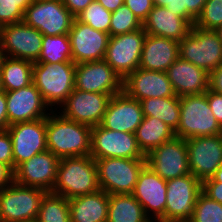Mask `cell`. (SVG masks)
<instances>
[{
	"instance_id": "6da1fadb",
	"label": "cell",
	"mask_w": 222,
	"mask_h": 222,
	"mask_svg": "<svg viewBox=\"0 0 222 222\" xmlns=\"http://www.w3.org/2000/svg\"><path fill=\"white\" fill-rule=\"evenodd\" d=\"M91 131V127L52 110L46 117L47 150L60 159L90 155Z\"/></svg>"
},
{
	"instance_id": "7a4b0ae2",
	"label": "cell",
	"mask_w": 222,
	"mask_h": 222,
	"mask_svg": "<svg viewBox=\"0 0 222 222\" xmlns=\"http://www.w3.org/2000/svg\"><path fill=\"white\" fill-rule=\"evenodd\" d=\"M99 190L96 163L90 155L60 159L51 193L70 199Z\"/></svg>"
},
{
	"instance_id": "3957f363",
	"label": "cell",
	"mask_w": 222,
	"mask_h": 222,
	"mask_svg": "<svg viewBox=\"0 0 222 222\" xmlns=\"http://www.w3.org/2000/svg\"><path fill=\"white\" fill-rule=\"evenodd\" d=\"M75 70L74 62H33V84L51 110H57L74 90Z\"/></svg>"
},
{
	"instance_id": "277c9868",
	"label": "cell",
	"mask_w": 222,
	"mask_h": 222,
	"mask_svg": "<svg viewBox=\"0 0 222 222\" xmlns=\"http://www.w3.org/2000/svg\"><path fill=\"white\" fill-rule=\"evenodd\" d=\"M174 132L175 137L182 139L222 134V127L210 109L207 91L180 97V121Z\"/></svg>"
},
{
	"instance_id": "5b68a950",
	"label": "cell",
	"mask_w": 222,
	"mask_h": 222,
	"mask_svg": "<svg viewBox=\"0 0 222 222\" xmlns=\"http://www.w3.org/2000/svg\"><path fill=\"white\" fill-rule=\"evenodd\" d=\"M46 193L14 181L0 190V222H35Z\"/></svg>"
},
{
	"instance_id": "8992f818",
	"label": "cell",
	"mask_w": 222,
	"mask_h": 222,
	"mask_svg": "<svg viewBox=\"0 0 222 222\" xmlns=\"http://www.w3.org/2000/svg\"><path fill=\"white\" fill-rule=\"evenodd\" d=\"M179 58L211 73L222 64V42L214 30L192 26L179 41Z\"/></svg>"
},
{
	"instance_id": "52a82bcc",
	"label": "cell",
	"mask_w": 222,
	"mask_h": 222,
	"mask_svg": "<svg viewBox=\"0 0 222 222\" xmlns=\"http://www.w3.org/2000/svg\"><path fill=\"white\" fill-rule=\"evenodd\" d=\"M95 163L100 190L108 194H131L146 158H103Z\"/></svg>"
},
{
	"instance_id": "ba28073f",
	"label": "cell",
	"mask_w": 222,
	"mask_h": 222,
	"mask_svg": "<svg viewBox=\"0 0 222 222\" xmlns=\"http://www.w3.org/2000/svg\"><path fill=\"white\" fill-rule=\"evenodd\" d=\"M74 16L62 0H33L24 12L23 22L43 35L68 34Z\"/></svg>"
},
{
	"instance_id": "9c48e42d",
	"label": "cell",
	"mask_w": 222,
	"mask_h": 222,
	"mask_svg": "<svg viewBox=\"0 0 222 222\" xmlns=\"http://www.w3.org/2000/svg\"><path fill=\"white\" fill-rule=\"evenodd\" d=\"M146 35L145 30L141 28L109 37L104 60L122 80L139 68Z\"/></svg>"
},
{
	"instance_id": "30bf717a",
	"label": "cell",
	"mask_w": 222,
	"mask_h": 222,
	"mask_svg": "<svg viewBox=\"0 0 222 222\" xmlns=\"http://www.w3.org/2000/svg\"><path fill=\"white\" fill-rule=\"evenodd\" d=\"M165 222H189L202 191V183L192 174L166 181Z\"/></svg>"
},
{
	"instance_id": "8fae6325",
	"label": "cell",
	"mask_w": 222,
	"mask_h": 222,
	"mask_svg": "<svg viewBox=\"0 0 222 222\" xmlns=\"http://www.w3.org/2000/svg\"><path fill=\"white\" fill-rule=\"evenodd\" d=\"M90 156L103 158H146L138 146L136 135L122 131L108 130L101 124L92 127Z\"/></svg>"
},
{
	"instance_id": "7c38bea8",
	"label": "cell",
	"mask_w": 222,
	"mask_h": 222,
	"mask_svg": "<svg viewBox=\"0 0 222 222\" xmlns=\"http://www.w3.org/2000/svg\"><path fill=\"white\" fill-rule=\"evenodd\" d=\"M146 164L166 181L190 174L186 139L174 137L152 149Z\"/></svg>"
},
{
	"instance_id": "4fadbf2b",
	"label": "cell",
	"mask_w": 222,
	"mask_h": 222,
	"mask_svg": "<svg viewBox=\"0 0 222 222\" xmlns=\"http://www.w3.org/2000/svg\"><path fill=\"white\" fill-rule=\"evenodd\" d=\"M111 96L75 89L56 110L62 116L89 127L102 123Z\"/></svg>"
},
{
	"instance_id": "5bb4252c",
	"label": "cell",
	"mask_w": 222,
	"mask_h": 222,
	"mask_svg": "<svg viewBox=\"0 0 222 222\" xmlns=\"http://www.w3.org/2000/svg\"><path fill=\"white\" fill-rule=\"evenodd\" d=\"M190 174L201 183L222 164V134L186 139Z\"/></svg>"
},
{
	"instance_id": "9a60e30c",
	"label": "cell",
	"mask_w": 222,
	"mask_h": 222,
	"mask_svg": "<svg viewBox=\"0 0 222 222\" xmlns=\"http://www.w3.org/2000/svg\"><path fill=\"white\" fill-rule=\"evenodd\" d=\"M43 36L22 21L3 26L0 45L8 57L36 62L41 54Z\"/></svg>"
},
{
	"instance_id": "2e32d148",
	"label": "cell",
	"mask_w": 222,
	"mask_h": 222,
	"mask_svg": "<svg viewBox=\"0 0 222 222\" xmlns=\"http://www.w3.org/2000/svg\"><path fill=\"white\" fill-rule=\"evenodd\" d=\"M7 130L12 139L14 170L34 155L47 150L46 118L15 123Z\"/></svg>"
},
{
	"instance_id": "e0dca14e",
	"label": "cell",
	"mask_w": 222,
	"mask_h": 222,
	"mask_svg": "<svg viewBox=\"0 0 222 222\" xmlns=\"http://www.w3.org/2000/svg\"><path fill=\"white\" fill-rule=\"evenodd\" d=\"M75 89L114 96L123 91V80L103 60L76 64Z\"/></svg>"
},
{
	"instance_id": "ac0fdd59",
	"label": "cell",
	"mask_w": 222,
	"mask_h": 222,
	"mask_svg": "<svg viewBox=\"0 0 222 222\" xmlns=\"http://www.w3.org/2000/svg\"><path fill=\"white\" fill-rule=\"evenodd\" d=\"M166 190V180L146 164L131 194L142 205L145 215L151 221L165 222Z\"/></svg>"
},
{
	"instance_id": "d6986e66",
	"label": "cell",
	"mask_w": 222,
	"mask_h": 222,
	"mask_svg": "<svg viewBox=\"0 0 222 222\" xmlns=\"http://www.w3.org/2000/svg\"><path fill=\"white\" fill-rule=\"evenodd\" d=\"M60 158L46 150L21 163L14 170V181L51 192L55 186Z\"/></svg>"
},
{
	"instance_id": "ffe728a7",
	"label": "cell",
	"mask_w": 222,
	"mask_h": 222,
	"mask_svg": "<svg viewBox=\"0 0 222 222\" xmlns=\"http://www.w3.org/2000/svg\"><path fill=\"white\" fill-rule=\"evenodd\" d=\"M72 61L75 64L103 60L106 55L109 33L98 31L74 18L68 33Z\"/></svg>"
},
{
	"instance_id": "44dd1931",
	"label": "cell",
	"mask_w": 222,
	"mask_h": 222,
	"mask_svg": "<svg viewBox=\"0 0 222 222\" xmlns=\"http://www.w3.org/2000/svg\"><path fill=\"white\" fill-rule=\"evenodd\" d=\"M6 100L9 126L46 118L52 111L33 82L21 89L6 92Z\"/></svg>"
},
{
	"instance_id": "7402d4cb",
	"label": "cell",
	"mask_w": 222,
	"mask_h": 222,
	"mask_svg": "<svg viewBox=\"0 0 222 222\" xmlns=\"http://www.w3.org/2000/svg\"><path fill=\"white\" fill-rule=\"evenodd\" d=\"M143 117L140 101L122 91L111 96L101 125L108 130L135 134Z\"/></svg>"
},
{
	"instance_id": "603a6c76",
	"label": "cell",
	"mask_w": 222,
	"mask_h": 222,
	"mask_svg": "<svg viewBox=\"0 0 222 222\" xmlns=\"http://www.w3.org/2000/svg\"><path fill=\"white\" fill-rule=\"evenodd\" d=\"M123 91L138 101L146 98L175 96L166 72L140 68L130 73L123 80Z\"/></svg>"
},
{
	"instance_id": "cb8c5ba5",
	"label": "cell",
	"mask_w": 222,
	"mask_h": 222,
	"mask_svg": "<svg viewBox=\"0 0 222 222\" xmlns=\"http://www.w3.org/2000/svg\"><path fill=\"white\" fill-rule=\"evenodd\" d=\"M176 96L203 94L209 89V73L178 58L166 71Z\"/></svg>"
},
{
	"instance_id": "d4e9b609",
	"label": "cell",
	"mask_w": 222,
	"mask_h": 222,
	"mask_svg": "<svg viewBox=\"0 0 222 222\" xmlns=\"http://www.w3.org/2000/svg\"><path fill=\"white\" fill-rule=\"evenodd\" d=\"M178 58V41L147 34L143 43L139 68L166 72Z\"/></svg>"
},
{
	"instance_id": "484cf974",
	"label": "cell",
	"mask_w": 222,
	"mask_h": 222,
	"mask_svg": "<svg viewBox=\"0 0 222 222\" xmlns=\"http://www.w3.org/2000/svg\"><path fill=\"white\" fill-rule=\"evenodd\" d=\"M192 25L183 17L174 15L165 7L153 6L142 24L146 34L181 41L190 32Z\"/></svg>"
},
{
	"instance_id": "4316f807",
	"label": "cell",
	"mask_w": 222,
	"mask_h": 222,
	"mask_svg": "<svg viewBox=\"0 0 222 222\" xmlns=\"http://www.w3.org/2000/svg\"><path fill=\"white\" fill-rule=\"evenodd\" d=\"M70 222H107L109 194L99 190L68 199Z\"/></svg>"
},
{
	"instance_id": "83f0119b",
	"label": "cell",
	"mask_w": 222,
	"mask_h": 222,
	"mask_svg": "<svg viewBox=\"0 0 222 222\" xmlns=\"http://www.w3.org/2000/svg\"><path fill=\"white\" fill-rule=\"evenodd\" d=\"M135 135L139 148L147 155L152 149L172 140L175 137V132L162 120L156 117L144 116Z\"/></svg>"
},
{
	"instance_id": "f1b7e54d",
	"label": "cell",
	"mask_w": 222,
	"mask_h": 222,
	"mask_svg": "<svg viewBox=\"0 0 222 222\" xmlns=\"http://www.w3.org/2000/svg\"><path fill=\"white\" fill-rule=\"evenodd\" d=\"M107 222H151L132 194H109Z\"/></svg>"
},
{
	"instance_id": "f546056e",
	"label": "cell",
	"mask_w": 222,
	"mask_h": 222,
	"mask_svg": "<svg viewBox=\"0 0 222 222\" xmlns=\"http://www.w3.org/2000/svg\"><path fill=\"white\" fill-rule=\"evenodd\" d=\"M0 74L5 92L21 89L33 82V62L6 56Z\"/></svg>"
},
{
	"instance_id": "4dcf8cb0",
	"label": "cell",
	"mask_w": 222,
	"mask_h": 222,
	"mask_svg": "<svg viewBox=\"0 0 222 222\" xmlns=\"http://www.w3.org/2000/svg\"><path fill=\"white\" fill-rule=\"evenodd\" d=\"M143 116L156 117L170 126L174 131L180 121V97H155L140 101Z\"/></svg>"
},
{
	"instance_id": "1f68e13d",
	"label": "cell",
	"mask_w": 222,
	"mask_h": 222,
	"mask_svg": "<svg viewBox=\"0 0 222 222\" xmlns=\"http://www.w3.org/2000/svg\"><path fill=\"white\" fill-rule=\"evenodd\" d=\"M39 63L73 62L68 34L43 36Z\"/></svg>"
},
{
	"instance_id": "d6a6232c",
	"label": "cell",
	"mask_w": 222,
	"mask_h": 222,
	"mask_svg": "<svg viewBox=\"0 0 222 222\" xmlns=\"http://www.w3.org/2000/svg\"><path fill=\"white\" fill-rule=\"evenodd\" d=\"M35 222H70L68 199L47 192L41 200L40 209Z\"/></svg>"
},
{
	"instance_id": "836d02e7",
	"label": "cell",
	"mask_w": 222,
	"mask_h": 222,
	"mask_svg": "<svg viewBox=\"0 0 222 222\" xmlns=\"http://www.w3.org/2000/svg\"><path fill=\"white\" fill-rule=\"evenodd\" d=\"M189 222H222V204L201 191Z\"/></svg>"
},
{
	"instance_id": "e575fe53",
	"label": "cell",
	"mask_w": 222,
	"mask_h": 222,
	"mask_svg": "<svg viewBox=\"0 0 222 222\" xmlns=\"http://www.w3.org/2000/svg\"><path fill=\"white\" fill-rule=\"evenodd\" d=\"M141 28L142 23L125 4H122L116 11L112 12L109 27L110 37L133 32Z\"/></svg>"
},
{
	"instance_id": "d590c367",
	"label": "cell",
	"mask_w": 222,
	"mask_h": 222,
	"mask_svg": "<svg viewBox=\"0 0 222 222\" xmlns=\"http://www.w3.org/2000/svg\"><path fill=\"white\" fill-rule=\"evenodd\" d=\"M112 12L106 10L99 2L94 0L76 18L95 30L109 33Z\"/></svg>"
},
{
	"instance_id": "8d00e7d4",
	"label": "cell",
	"mask_w": 222,
	"mask_h": 222,
	"mask_svg": "<svg viewBox=\"0 0 222 222\" xmlns=\"http://www.w3.org/2000/svg\"><path fill=\"white\" fill-rule=\"evenodd\" d=\"M222 25V0H207L194 26L203 30H216Z\"/></svg>"
},
{
	"instance_id": "74e56055",
	"label": "cell",
	"mask_w": 222,
	"mask_h": 222,
	"mask_svg": "<svg viewBox=\"0 0 222 222\" xmlns=\"http://www.w3.org/2000/svg\"><path fill=\"white\" fill-rule=\"evenodd\" d=\"M33 0H0V23L2 26L23 21L24 12Z\"/></svg>"
},
{
	"instance_id": "f35d334b",
	"label": "cell",
	"mask_w": 222,
	"mask_h": 222,
	"mask_svg": "<svg viewBox=\"0 0 222 222\" xmlns=\"http://www.w3.org/2000/svg\"><path fill=\"white\" fill-rule=\"evenodd\" d=\"M0 162L14 171L12 139L7 129L0 131Z\"/></svg>"
},
{
	"instance_id": "ab89813d",
	"label": "cell",
	"mask_w": 222,
	"mask_h": 222,
	"mask_svg": "<svg viewBox=\"0 0 222 222\" xmlns=\"http://www.w3.org/2000/svg\"><path fill=\"white\" fill-rule=\"evenodd\" d=\"M124 4L134 13L142 24L154 6L152 0H124Z\"/></svg>"
},
{
	"instance_id": "60d3db41",
	"label": "cell",
	"mask_w": 222,
	"mask_h": 222,
	"mask_svg": "<svg viewBox=\"0 0 222 222\" xmlns=\"http://www.w3.org/2000/svg\"><path fill=\"white\" fill-rule=\"evenodd\" d=\"M207 0H184V18L193 26Z\"/></svg>"
},
{
	"instance_id": "b9f144b4",
	"label": "cell",
	"mask_w": 222,
	"mask_h": 222,
	"mask_svg": "<svg viewBox=\"0 0 222 222\" xmlns=\"http://www.w3.org/2000/svg\"><path fill=\"white\" fill-rule=\"evenodd\" d=\"M207 100L213 115L216 117L217 122L222 127V94L208 89Z\"/></svg>"
},
{
	"instance_id": "7bdbcfd3",
	"label": "cell",
	"mask_w": 222,
	"mask_h": 222,
	"mask_svg": "<svg viewBox=\"0 0 222 222\" xmlns=\"http://www.w3.org/2000/svg\"><path fill=\"white\" fill-rule=\"evenodd\" d=\"M202 191L211 199L222 204V183L216 182L213 178L202 183Z\"/></svg>"
},
{
	"instance_id": "ee69618b",
	"label": "cell",
	"mask_w": 222,
	"mask_h": 222,
	"mask_svg": "<svg viewBox=\"0 0 222 222\" xmlns=\"http://www.w3.org/2000/svg\"><path fill=\"white\" fill-rule=\"evenodd\" d=\"M93 1L94 0H62V3L71 12V14L76 18Z\"/></svg>"
},
{
	"instance_id": "f6af8a7d",
	"label": "cell",
	"mask_w": 222,
	"mask_h": 222,
	"mask_svg": "<svg viewBox=\"0 0 222 222\" xmlns=\"http://www.w3.org/2000/svg\"><path fill=\"white\" fill-rule=\"evenodd\" d=\"M209 89L222 94V64L209 74Z\"/></svg>"
},
{
	"instance_id": "bcb514c9",
	"label": "cell",
	"mask_w": 222,
	"mask_h": 222,
	"mask_svg": "<svg viewBox=\"0 0 222 222\" xmlns=\"http://www.w3.org/2000/svg\"><path fill=\"white\" fill-rule=\"evenodd\" d=\"M14 182V171L0 162V190Z\"/></svg>"
},
{
	"instance_id": "7dc6e473",
	"label": "cell",
	"mask_w": 222,
	"mask_h": 222,
	"mask_svg": "<svg viewBox=\"0 0 222 222\" xmlns=\"http://www.w3.org/2000/svg\"><path fill=\"white\" fill-rule=\"evenodd\" d=\"M6 104V92L2 90L0 91V131L6 130L9 126Z\"/></svg>"
},
{
	"instance_id": "c3c4849f",
	"label": "cell",
	"mask_w": 222,
	"mask_h": 222,
	"mask_svg": "<svg viewBox=\"0 0 222 222\" xmlns=\"http://www.w3.org/2000/svg\"><path fill=\"white\" fill-rule=\"evenodd\" d=\"M99 2L106 10L108 11H116L122 4H124V0H96Z\"/></svg>"
},
{
	"instance_id": "681fc988",
	"label": "cell",
	"mask_w": 222,
	"mask_h": 222,
	"mask_svg": "<svg viewBox=\"0 0 222 222\" xmlns=\"http://www.w3.org/2000/svg\"><path fill=\"white\" fill-rule=\"evenodd\" d=\"M173 13L184 18V0H173Z\"/></svg>"
},
{
	"instance_id": "f907efd6",
	"label": "cell",
	"mask_w": 222,
	"mask_h": 222,
	"mask_svg": "<svg viewBox=\"0 0 222 222\" xmlns=\"http://www.w3.org/2000/svg\"><path fill=\"white\" fill-rule=\"evenodd\" d=\"M153 5L165 7L169 12H173V0H152Z\"/></svg>"
},
{
	"instance_id": "816d5d0a",
	"label": "cell",
	"mask_w": 222,
	"mask_h": 222,
	"mask_svg": "<svg viewBox=\"0 0 222 222\" xmlns=\"http://www.w3.org/2000/svg\"><path fill=\"white\" fill-rule=\"evenodd\" d=\"M216 182L222 183V164L221 166L216 170L215 174L212 177Z\"/></svg>"
},
{
	"instance_id": "f5cc1de1",
	"label": "cell",
	"mask_w": 222,
	"mask_h": 222,
	"mask_svg": "<svg viewBox=\"0 0 222 222\" xmlns=\"http://www.w3.org/2000/svg\"><path fill=\"white\" fill-rule=\"evenodd\" d=\"M6 55L5 53L3 52V49L0 45V71H1V67H2V64H3V61L5 59Z\"/></svg>"
},
{
	"instance_id": "db71d44e",
	"label": "cell",
	"mask_w": 222,
	"mask_h": 222,
	"mask_svg": "<svg viewBox=\"0 0 222 222\" xmlns=\"http://www.w3.org/2000/svg\"><path fill=\"white\" fill-rule=\"evenodd\" d=\"M215 32L217 33L218 37L220 38V41L222 42V25L218 27Z\"/></svg>"
},
{
	"instance_id": "11a10c76",
	"label": "cell",
	"mask_w": 222,
	"mask_h": 222,
	"mask_svg": "<svg viewBox=\"0 0 222 222\" xmlns=\"http://www.w3.org/2000/svg\"><path fill=\"white\" fill-rule=\"evenodd\" d=\"M3 88H2V82H1V74H0V91H2Z\"/></svg>"
},
{
	"instance_id": "9f6ffc18",
	"label": "cell",
	"mask_w": 222,
	"mask_h": 222,
	"mask_svg": "<svg viewBox=\"0 0 222 222\" xmlns=\"http://www.w3.org/2000/svg\"><path fill=\"white\" fill-rule=\"evenodd\" d=\"M2 30H3V26H2V24L0 23V35H1Z\"/></svg>"
}]
</instances>
